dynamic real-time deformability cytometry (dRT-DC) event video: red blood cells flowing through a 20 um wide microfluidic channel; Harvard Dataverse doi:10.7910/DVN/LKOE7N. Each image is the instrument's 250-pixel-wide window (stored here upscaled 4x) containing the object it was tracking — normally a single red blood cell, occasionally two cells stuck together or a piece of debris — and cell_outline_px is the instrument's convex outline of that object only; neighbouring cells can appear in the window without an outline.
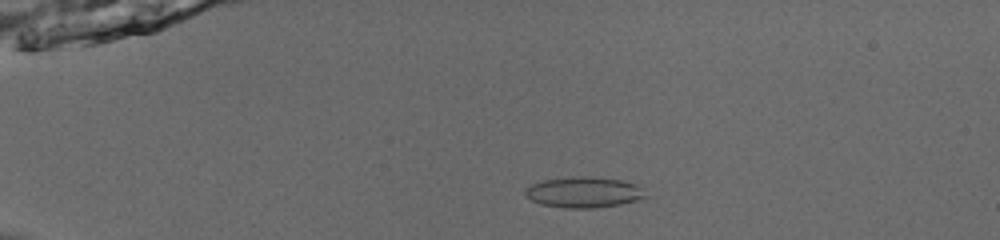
{"species": "common noctule bat (a hibernating species)", "species_latin": "Nyctalus noctula", "temperature_condition": "room temperature", "stored_images_in_passage": 53, "camera_frame_rate_fps": 3000, "um_per_image_px": 0.085, "animal": {"sex": "male", "body_mass_g": 13.0, "forearm_length_mm": 53.1}, "frame": {"image": 1, "passage_image": 13, "time_ms": 4.0, "image_size_px": [1000, 240], "cell_outline_px": [[648, 196], [636, 200], [620, 204], [592, 208], [564, 208], [540, 204], [524, 196], [524, 188], [532, 184], [544, 180], [572, 176], [588, 176], [620, 180], [636, 184]], "centroid_in_image_um": [49.57, 16.34], "position_along_channel_um": 35.4, "area_um2": 21.56}}
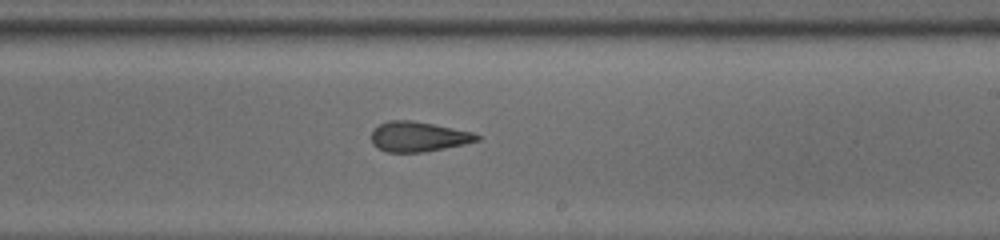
{"frame": {"image": 2, "passage_image": 34, "time_ms": 11.0, "image_size_px": [1000, 240], "cell_outline_px": [[480, 140], [464, 144], [424, 152], [388, 152], [376, 148], [372, 144], [372, 128], [388, 120], [412, 120], [472, 132], [480, 136]], "centroid_in_image_um": [35.51, 11.61], "position_along_channel_um": 253.5, "area_um2": 18.44}}
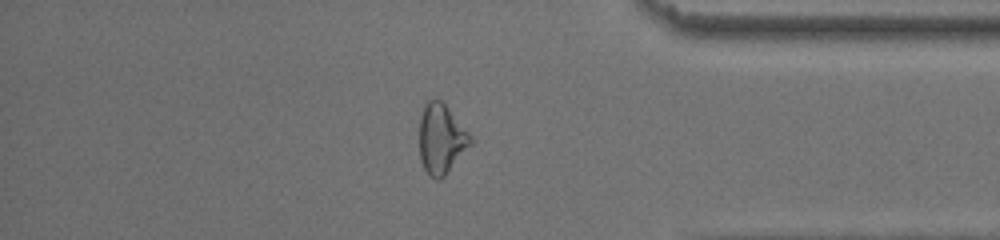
{"frame": {"image": 3, "passage_image": 46, "time_ms": 15.0, "image_size_px": [1000, 240], "cell_outline_px": [[472, 144], [444, 176], [440, 180], [436, 180], [428, 176], [420, 160], [420, 116], [424, 104], [428, 100], [440, 100], [444, 104], [472, 136]], "centroid_in_image_um": [37.49, 11.84], "position_along_channel_um": 397.7, "area_um2": 20.69}, "authors_computed_cell_mechanics": {"area_um2": 20.5768, "velocity_mm_per_s": 3.952, "shape_relaxation_time_tau1_ms": null, "shape_relaxation_time_tau2_ms": 1.8268, "deformation_change_tau1": null, "deformation_change_tau2": 0.0904}}